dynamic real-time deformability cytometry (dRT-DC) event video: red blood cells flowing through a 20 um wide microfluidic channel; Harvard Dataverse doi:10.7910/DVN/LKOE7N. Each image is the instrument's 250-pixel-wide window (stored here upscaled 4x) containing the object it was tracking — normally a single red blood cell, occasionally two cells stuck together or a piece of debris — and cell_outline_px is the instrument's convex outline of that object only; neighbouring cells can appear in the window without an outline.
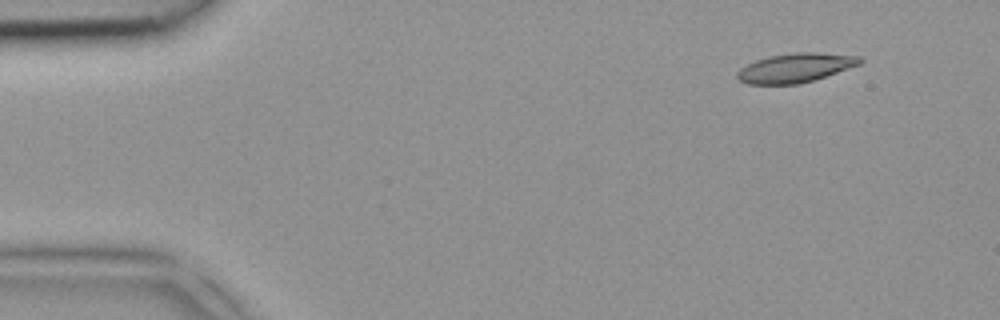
{"species": "common noctule bat (a hibernating species)", "species_latin": "Nyctalus noctula", "temperature_condition": "room temperature", "stored_images_in_passage": 3, "camera_frame_rate_fps": 3000, "um_per_image_px": 0.085, "animal": {"sex": "female", "body_mass_g": 18.4}, "frame": {"image": 1, "passage_image": 1, "time_ms": 0.0, "image_size_px": [1000, 320], "cell_outline_px": [[864, 60], [860, 64], [800, 84], [748, 84], [740, 80], [736, 76], [736, 72], [740, 68], [756, 60], [768, 56], [796, 52], [820, 52], [860, 56]], "centroid_in_image_um": [67.6, 5.75], "position_along_channel_um": 17.4, "area_um2": 20.75}}